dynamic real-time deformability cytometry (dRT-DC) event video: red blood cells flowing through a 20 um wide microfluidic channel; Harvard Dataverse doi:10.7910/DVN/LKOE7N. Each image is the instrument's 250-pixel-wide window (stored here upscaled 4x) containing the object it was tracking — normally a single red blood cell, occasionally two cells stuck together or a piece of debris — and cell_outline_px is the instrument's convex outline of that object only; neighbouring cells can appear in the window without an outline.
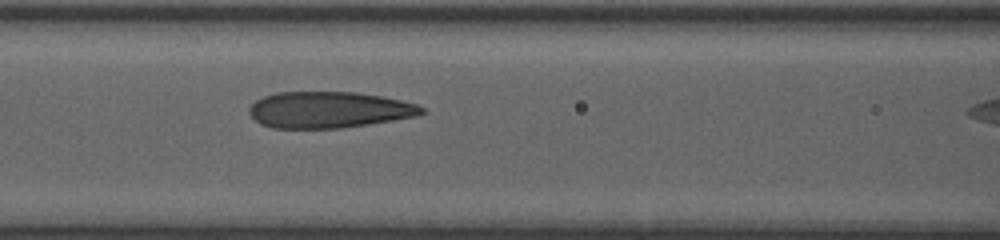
{"species": "human", "species_latin": "Homo sapiens", "temperature_condition": "room temperature", "stored_images_in_passage": 39, "camera_frame_rate_fps": 3000, "um_per_image_px": 0.085, "donor": {"sex": "female"}, "frame": {"image": 1, "passage_image": 18, "time_ms": 5.667, "image_size_px": [1000, 240], "cell_outline_px": [[424, 112], [416, 116], [392, 120], [340, 128], [272, 128], [260, 124], [248, 112], [248, 108], [256, 100], [264, 96], [276, 92], [356, 92], [380, 96], [400, 100], [416, 104], [424, 108]], "centroid_in_image_um": [27.91, 9.33], "position_along_channel_um": 138.7, "area_um2": 36.3}}
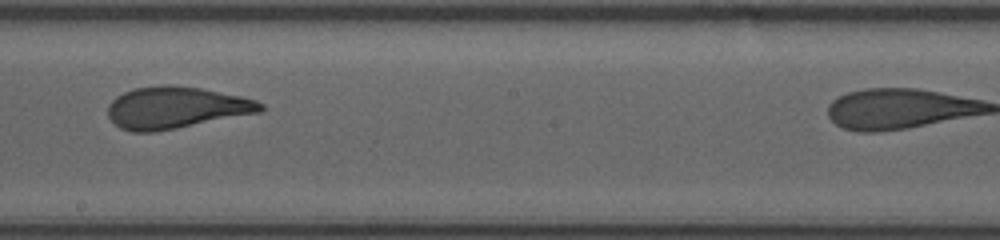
{"frame": {"image": 2, "passage_image": 25, "time_ms": 8.0, "image_size_px": [1000, 240], "cell_outline_px": [[264, 108], [260, 112], [156, 132], [132, 132], [120, 128], [108, 116], [108, 104], [116, 96], [124, 92], [136, 88], [160, 84], [172, 84], [200, 88], [240, 96], [256, 100], [264, 104]], "centroid_in_image_um": [14.93, 9.14], "position_along_channel_um": 233.3, "area_um2": 37.17}}
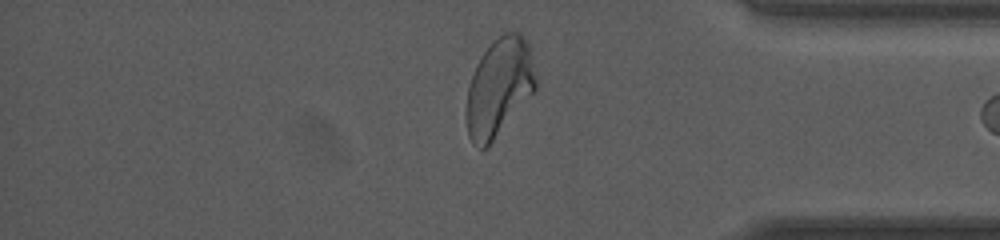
{"frame": {"image": 3, "passage_image": 38, "time_ms": 12.333, "image_size_px": [1000, 240], "cell_outline_px": [[536, 88], [488, 148], [480, 148], [472, 144], [468, 136], [468, 88], [476, 64], [492, 40], [504, 32], [520, 32], [524, 36], [528, 44], [532, 56], [536, 80]], "centroid_in_image_um": [42.44, 7.4], "position_along_channel_um": 392.8, "area_um2": 39.19}}